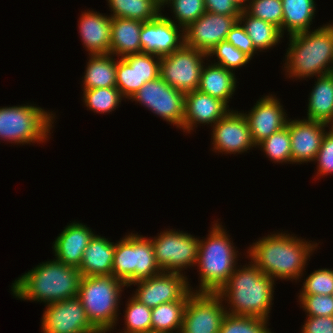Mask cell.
Returning <instances> with one entry per match:
<instances>
[{"label":"cell","mask_w":333,"mask_h":333,"mask_svg":"<svg viewBox=\"0 0 333 333\" xmlns=\"http://www.w3.org/2000/svg\"><path fill=\"white\" fill-rule=\"evenodd\" d=\"M142 21L127 18H112L110 55L123 58L130 54L141 53L140 31Z\"/></svg>","instance_id":"484cf974"},{"label":"cell","mask_w":333,"mask_h":333,"mask_svg":"<svg viewBox=\"0 0 333 333\" xmlns=\"http://www.w3.org/2000/svg\"><path fill=\"white\" fill-rule=\"evenodd\" d=\"M244 264L237 266L217 294L228 314L269 321L276 282L251 260Z\"/></svg>","instance_id":"7a4b0ae2"},{"label":"cell","mask_w":333,"mask_h":333,"mask_svg":"<svg viewBox=\"0 0 333 333\" xmlns=\"http://www.w3.org/2000/svg\"><path fill=\"white\" fill-rule=\"evenodd\" d=\"M239 21L258 52H266L265 50L276 47L284 38L281 30L274 24L252 17L244 9L241 10Z\"/></svg>","instance_id":"f1b7e54d"},{"label":"cell","mask_w":333,"mask_h":333,"mask_svg":"<svg viewBox=\"0 0 333 333\" xmlns=\"http://www.w3.org/2000/svg\"><path fill=\"white\" fill-rule=\"evenodd\" d=\"M112 275L123 281L127 287L135 282L132 232L126 234L115 243Z\"/></svg>","instance_id":"d6a6232c"},{"label":"cell","mask_w":333,"mask_h":333,"mask_svg":"<svg viewBox=\"0 0 333 333\" xmlns=\"http://www.w3.org/2000/svg\"><path fill=\"white\" fill-rule=\"evenodd\" d=\"M125 304L124 329L117 333H143L151 331L152 308L140 303L132 295ZM124 330V331H123Z\"/></svg>","instance_id":"8d00e7d4"},{"label":"cell","mask_w":333,"mask_h":333,"mask_svg":"<svg viewBox=\"0 0 333 333\" xmlns=\"http://www.w3.org/2000/svg\"><path fill=\"white\" fill-rule=\"evenodd\" d=\"M140 43L144 53L170 55L184 45V29L161 13L156 19L143 22Z\"/></svg>","instance_id":"ac0fdd59"},{"label":"cell","mask_w":333,"mask_h":333,"mask_svg":"<svg viewBox=\"0 0 333 333\" xmlns=\"http://www.w3.org/2000/svg\"><path fill=\"white\" fill-rule=\"evenodd\" d=\"M213 56L217 58L214 61L212 60L211 63L222 66L234 73L235 70L245 67L251 61L247 55L227 41L220 42L207 54L208 62Z\"/></svg>","instance_id":"f35d334b"},{"label":"cell","mask_w":333,"mask_h":333,"mask_svg":"<svg viewBox=\"0 0 333 333\" xmlns=\"http://www.w3.org/2000/svg\"><path fill=\"white\" fill-rule=\"evenodd\" d=\"M42 333H100L88 320L78 297L44 305Z\"/></svg>","instance_id":"7c38bea8"},{"label":"cell","mask_w":333,"mask_h":333,"mask_svg":"<svg viewBox=\"0 0 333 333\" xmlns=\"http://www.w3.org/2000/svg\"><path fill=\"white\" fill-rule=\"evenodd\" d=\"M82 101L86 110L97 114H108L120 107L125 98L117 87H101L96 89H82Z\"/></svg>","instance_id":"836d02e7"},{"label":"cell","mask_w":333,"mask_h":333,"mask_svg":"<svg viewBox=\"0 0 333 333\" xmlns=\"http://www.w3.org/2000/svg\"><path fill=\"white\" fill-rule=\"evenodd\" d=\"M94 234L84 223L76 220L68 223L52 243L54 259L79 269L84 250Z\"/></svg>","instance_id":"44dd1931"},{"label":"cell","mask_w":333,"mask_h":333,"mask_svg":"<svg viewBox=\"0 0 333 333\" xmlns=\"http://www.w3.org/2000/svg\"><path fill=\"white\" fill-rule=\"evenodd\" d=\"M319 243L282 230L260 237L244 255L275 282L290 280L296 283L305 277L307 262Z\"/></svg>","instance_id":"6da1fadb"},{"label":"cell","mask_w":333,"mask_h":333,"mask_svg":"<svg viewBox=\"0 0 333 333\" xmlns=\"http://www.w3.org/2000/svg\"><path fill=\"white\" fill-rule=\"evenodd\" d=\"M283 71L295 80L333 72V36L326 25L289 36Z\"/></svg>","instance_id":"277c9868"},{"label":"cell","mask_w":333,"mask_h":333,"mask_svg":"<svg viewBox=\"0 0 333 333\" xmlns=\"http://www.w3.org/2000/svg\"><path fill=\"white\" fill-rule=\"evenodd\" d=\"M301 333H333V316H306Z\"/></svg>","instance_id":"f6af8a7d"},{"label":"cell","mask_w":333,"mask_h":333,"mask_svg":"<svg viewBox=\"0 0 333 333\" xmlns=\"http://www.w3.org/2000/svg\"><path fill=\"white\" fill-rule=\"evenodd\" d=\"M226 314L217 293L193 292L187 300L180 333H219Z\"/></svg>","instance_id":"8fae6325"},{"label":"cell","mask_w":333,"mask_h":333,"mask_svg":"<svg viewBox=\"0 0 333 333\" xmlns=\"http://www.w3.org/2000/svg\"><path fill=\"white\" fill-rule=\"evenodd\" d=\"M186 275L161 272L158 275L130 284L137 286L132 296L149 308L160 304L181 300L189 291L191 284Z\"/></svg>","instance_id":"5bb4252c"},{"label":"cell","mask_w":333,"mask_h":333,"mask_svg":"<svg viewBox=\"0 0 333 333\" xmlns=\"http://www.w3.org/2000/svg\"><path fill=\"white\" fill-rule=\"evenodd\" d=\"M211 150L218 154H242L256 148L242 111L231 110L212 126Z\"/></svg>","instance_id":"4fadbf2b"},{"label":"cell","mask_w":333,"mask_h":333,"mask_svg":"<svg viewBox=\"0 0 333 333\" xmlns=\"http://www.w3.org/2000/svg\"><path fill=\"white\" fill-rule=\"evenodd\" d=\"M161 5L163 12L165 5L170 6L174 20L166 14L164 16L183 29L206 12L204 0H163Z\"/></svg>","instance_id":"d590c367"},{"label":"cell","mask_w":333,"mask_h":333,"mask_svg":"<svg viewBox=\"0 0 333 333\" xmlns=\"http://www.w3.org/2000/svg\"><path fill=\"white\" fill-rule=\"evenodd\" d=\"M114 250V242L95 233L84 250L78 269L82 276L112 275Z\"/></svg>","instance_id":"cb8c5ba5"},{"label":"cell","mask_w":333,"mask_h":333,"mask_svg":"<svg viewBox=\"0 0 333 333\" xmlns=\"http://www.w3.org/2000/svg\"><path fill=\"white\" fill-rule=\"evenodd\" d=\"M124 288L128 287L113 275L82 277L77 297L88 320L100 333L116 332L113 330L119 323Z\"/></svg>","instance_id":"8992f818"},{"label":"cell","mask_w":333,"mask_h":333,"mask_svg":"<svg viewBox=\"0 0 333 333\" xmlns=\"http://www.w3.org/2000/svg\"><path fill=\"white\" fill-rule=\"evenodd\" d=\"M207 54L183 45L170 55L161 57L160 77L173 88L186 94L198 89Z\"/></svg>","instance_id":"30bf717a"},{"label":"cell","mask_w":333,"mask_h":333,"mask_svg":"<svg viewBox=\"0 0 333 333\" xmlns=\"http://www.w3.org/2000/svg\"><path fill=\"white\" fill-rule=\"evenodd\" d=\"M272 163L292 164V152L288 122L286 127L273 133L256 145Z\"/></svg>","instance_id":"e575fe53"},{"label":"cell","mask_w":333,"mask_h":333,"mask_svg":"<svg viewBox=\"0 0 333 333\" xmlns=\"http://www.w3.org/2000/svg\"><path fill=\"white\" fill-rule=\"evenodd\" d=\"M321 122L303 119L288 120L290 133L292 164L311 163L316 159L322 139L329 128Z\"/></svg>","instance_id":"d6986e66"},{"label":"cell","mask_w":333,"mask_h":333,"mask_svg":"<svg viewBox=\"0 0 333 333\" xmlns=\"http://www.w3.org/2000/svg\"><path fill=\"white\" fill-rule=\"evenodd\" d=\"M328 28H329V30L331 31V33H332V36H333V22H328L327 24H325Z\"/></svg>","instance_id":"c3c4849f"},{"label":"cell","mask_w":333,"mask_h":333,"mask_svg":"<svg viewBox=\"0 0 333 333\" xmlns=\"http://www.w3.org/2000/svg\"><path fill=\"white\" fill-rule=\"evenodd\" d=\"M329 129V130H328ZM327 129L314 163H317L316 179L333 174V126ZM319 177V178H318Z\"/></svg>","instance_id":"7bdbcfd3"},{"label":"cell","mask_w":333,"mask_h":333,"mask_svg":"<svg viewBox=\"0 0 333 333\" xmlns=\"http://www.w3.org/2000/svg\"><path fill=\"white\" fill-rule=\"evenodd\" d=\"M82 277L78 268L53 257L15 279L10 291L17 300L46 305L77 297Z\"/></svg>","instance_id":"3957f363"},{"label":"cell","mask_w":333,"mask_h":333,"mask_svg":"<svg viewBox=\"0 0 333 333\" xmlns=\"http://www.w3.org/2000/svg\"><path fill=\"white\" fill-rule=\"evenodd\" d=\"M250 109L247 111L248 113L243 110L242 114L248 122L255 145L286 127L290 118L287 116L281 100L272 93L259 97Z\"/></svg>","instance_id":"e0dca14e"},{"label":"cell","mask_w":333,"mask_h":333,"mask_svg":"<svg viewBox=\"0 0 333 333\" xmlns=\"http://www.w3.org/2000/svg\"><path fill=\"white\" fill-rule=\"evenodd\" d=\"M84 76L81 78L83 89L116 87L117 58L110 54L88 55Z\"/></svg>","instance_id":"4316f807"},{"label":"cell","mask_w":333,"mask_h":333,"mask_svg":"<svg viewBox=\"0 0 333 333\" xmlns=\"http://www.w3.org/2000/svg\"><path fill=\"white\" fill-rule=\"evenodd\" d=\"M283 8L282 34L287 36L311 30L315 18V0H281Z\"/></svg>","instance_id":"83f0119b"},{"label":"cell","mask_w":333,"mask_h":333,"mask_svg":"<svg viewBox=\"0 0 333 333\" xmlns=\"http://www.w3.org/2000/svg\"><path fill=\"white\" fill-rule=\"evenodd\" d=\"M112 18H127L147 22L162 13L160 0H106Z\"/></svg>","instance_id":"f546056e"},{"label":"cell","mask_w":333,"mask_h":333,"mask_svg":"<svg viewBox=\"0 0 333 333\" xmlns=\"http://www.w3.org/2000/svg\"><path fill=\"white\" fill-rule=\"evenodd\" d=\"M133 259L135 282L158 275L162 272L155 260L151 238L133 233Z\"/></svg>","instance_id":"1f68e13d"},{"label":"cell","mask_w":333,"mask_h":333,"mask_svg":"<svg viewBox=\"0 0 333 333\" xmlns=\"http://www.w3.org/2000/svg\"><path fill=\"white\" fill-rule=\"evenodd\" d=\"M269 325L268 320L227 313L219 333H274Z\"/></svg>","instance_id":"74e56055"},{"label":"cell","mask_w":333,"mask_h":333,"mask_svg":"<svg viewBox=\"0 0 333 333\" xmlns=\"http://www.w3.org/2000/svg\"><path fill=\"white\" fill-rule=\"evenodd\" d=\"M182 130L185 94L170 86L160 76L146 82L129 99Z\"/></svg>","instance_id":"9c48e42d"},{"label":"cell","mask_w":333,"mask_h":333,"mask_svg":"<svg viewBox=\"0 0 333 333\" xmlns=\"http://www.w3.org/2000/svg\"><path fill=\"white\" fill-rule=\"evenodd\" d=\"M240 15H220L205 12L184 28V45L208 54L217 44L226 41L230 29Z\"/></svg>","instance_id":"2e32d148"},{"label":"cell","mask_w":333,"mask_h":333,"mask_svg":"<svg viewBox=\"0 0 333 333\" xmlns=\"http://www.w3.org/2000/svg\"><path fill=\"white\" fill-rule=\"evenodd\" d=\"M81 13L78 33L85 51L88 55L109 54L112 17L89 9Z\"/></svg>","instance_id":"7402d4cb"},{"label":"cell","mask_w":333,"mask_h":333,"mask_svg":"<svg viewBox=\"0 0 333 333\" xmlns=\"http://www.w3.org/2000/svg\"><path fill=\"white\" fill-rule=\"evenodd\" d=\"M300 308L306 316H333V296L332 295H298Z\"/></svg>","instance_id":"b9f144b4"},{"label":"cell","mask_w":333,"mask_h":333,"mask_svg":"<svg viewBox=\"0 0 333 333\" xmlns=\"http://www.w3.org/2000/svg\"><path fill=\"white\" fill-rule=\"evenodd\" d=\"M216 220L212 222L207 237L199 239L196 267L200 282L196 288L189 287L193 292L217 293L238 265L241 253L234 246L222 222Z\"/></svg>","instance_id":"5b68a950"},{"label":"cell","mask_w":333,"mask_h":333,"mask_svg":"<svg viewBox=\"0 0 333 333\" xmlns=\"http://www.w3.org/2000/svg\"><path fill=\"white\" fill-rule=\"evenodd\" d=\"M226 41L247 55L251 60L254 58L253 56H255V54L258 55L259 53L255 49L252 40L247 35L244 26L239 20L230 29L229 33L227 34Z\"/></svg>","instance_id":"ee69618b"},{"label":"cell","mask_w":333,"mask_h":333,"mask_svg":"<svg viewBox=\"0 0 333 333\" xmlns=\"http://www.w3.org/2000/svg\"><path fill=\"white\" fill-rule=\"evenodd\" d=\"M244 10L252 17L274 24L282 32L283 8L281 0H250Z\"/></svg>","instance_id":"ab89813d"},{"label":"cell","mask_w":333,"mask_h":333,"mask_svg":"<svg viewBox=\"0 0 333 333\" xmlns=\"http://www.w3.org/2000/svg\"><path fill=\"white\" fill-rule=\"evenodd\" d=\"M157 234L150 238L156 263L162 272L186 275L184 270L196 267L201 237L173 228Z\"/></svg>","instance_id":"ba28073f"},{"label":"cell","mask_w":333,"mask_h":333,"mask_svg":"<svg viewBox=\"0 0 333 333\" xmlns=\"http://www.w3.org/2000/svg\"><path fill=\"white\" fill-rule=\"evenodd\" d=\"M231 109L222 101L198 90L185 94L183 133L191 134L199 125L213 126Z\"/></svg>","instance_id":"ffe728a7"},{"label":"cell","mask_w":333,"mask_h":333,"mask_svg":"<svg viewBox=\"0 0 333 333\" xmlns=\"http://www.w3.org/2000/svg\"><path fill=\"white\" fill-rule=\"evenodd\" d=\"M192 293L190 290L181 300L152 308L151 331L180 333L187 300Z\"/></svg>","instance_id":"4dcf8cb0"},{"label":"cell","mask_w":333,"mask_h":333,"mask_svg":"<svg viewBox=\"0 0 333 333\" xmlns=\"http://www.w3.org/2000/svg\"><path fill=\"white\" fill-rule=\"evenodd\" d=\"M161 57L155 54L135 53L117 58L116 87L129 101L146 82L160 76Z\"/></svg>","instance_id":"9a60e30c"},{"label":"cell","mask_w":333,"mask_h":333,"mask_svg":"<svg viewBox=\"0 0 333 333\" xmlns=\"http://www.w3.org/2000/svg\"><path fill=\"white\" fill-rule=\"evenodd\" d=\"M316 79L308 96L305 120L333 126V72Z\"/></svg>","instance_id":"d4e9b609"},{"label":"cell","mask_w":333,"mask_h":333,"mask_svg":"<svg viewBox=\"0 0 333 333\" xmlns=\"http://www.w3.org/2000/svg\"><path fill=\"white\" fill-rule=\"evenodd\" d=\"M207 12L220 15H240L242 8L234 0H204Z\"/></svg>","instance_id":"bcb514c9"},{"label":"cell","mask_w":333,"mask_h":333,"mask_svg":"<svg viewBox=\"0 0 333 333\" xmlns=\"http://www.w3.org/2000/svg\"><path fill=\"white\" fill-rule=\"evenodd\" d=\"M143 333H168V332L148 331V332H143Z\"/></svg>","instance_id":"681fc988"},{"label":"cell","mask_w":333,"mask_h":333,"mask_svg":"<svg viewBox=\"0 0 333 333\" xmlns=\"http://www.w3.org/2000/svg\"><path fill=\"white\" fill-rule=\"evenodd\" d=\"M242 9H244L250 0H234Z\"/></svg>","instance_id":"7dc6e473"},{"label":"cell","mask_w":333,"mask_h":333,"mask_svg":"<svg viewBox=\"0 0 333 333\" xmlns=\"http://www.w3.org/2000/svg\"><path fill=\"white\" fill-rule=\"evenodd\" d=\"M299 295H332L333 269L320 268L304 278Z\"/></svg>","instance_id":"60d3db41"},{"label":"cell","mask_w":333,"mask_h":333,"mask_svg":"<svg viewBox=\"0 0 333 333\" xmlns=\"http://www.w3.org/2000/svg\"><path fill=\"white\" fill-rule=\"evenodd\" d=\"M26 104L0 107L1 141L22 146L46 143L51 138L56 113L36 104Z\"/></svg>","instance_id":"52a82bcc"},{"label":"cell","mask_w":333,"mask_h":333,"mask_svg":"<svg viewBox=\"0 0 333 333\" xmlns=\"http://www.w3.org/2000/svg\"><path fill=\"white\" fill-rule=\"evenodd\" d=\"M237 83L233 71L209 62L203 65L197 90L222 100L230 108L228 103L235 95Z\"/></svg>","instance_id":"603a6c76"}]
</instances>
